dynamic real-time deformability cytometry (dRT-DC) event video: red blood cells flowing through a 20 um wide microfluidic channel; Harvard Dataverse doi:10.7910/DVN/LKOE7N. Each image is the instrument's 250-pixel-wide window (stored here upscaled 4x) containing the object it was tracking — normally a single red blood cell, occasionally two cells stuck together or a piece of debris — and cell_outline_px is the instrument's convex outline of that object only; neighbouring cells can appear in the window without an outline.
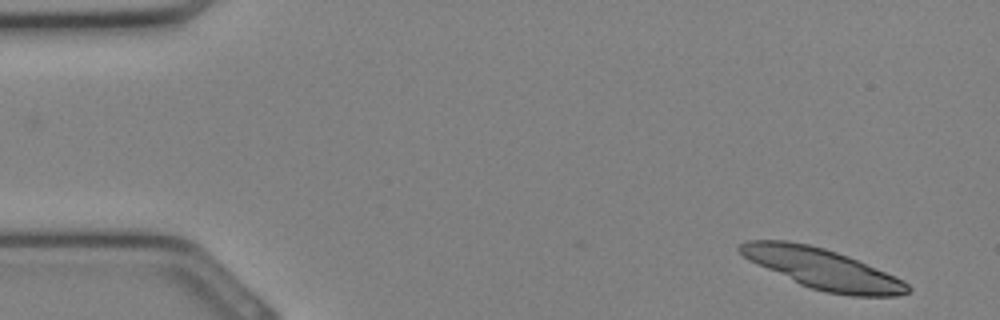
{"species": "Egyptian fruit bat (a non-hibernating species)", "species_latin": "Rousettus aegyptiacus", "temperature_condition": "cold", "stored_images_in_passage": 11, "camera_frame_rate_fps": 3000, "um_per_image_px": 0.085, "animal": {"sex": "female"}, "frame": {"image": 1, "passage_image": 1, "time_ms": 0.0, "image_size_px": [1000, 320], "cell_outline_px": [[912, 288], [908, 292], [896, 296], [852, 296], [824, 292], [800, 284], [748, 260], [736, 248], [740, 244], [748, 240], [788, 240], [808, 244], [824, 248], [848, 256], [904, 280]], "centroid_in_image_um": [69.9, 22.84], "position_along_channel_um": 15.1, "area_um2": 39.19}}